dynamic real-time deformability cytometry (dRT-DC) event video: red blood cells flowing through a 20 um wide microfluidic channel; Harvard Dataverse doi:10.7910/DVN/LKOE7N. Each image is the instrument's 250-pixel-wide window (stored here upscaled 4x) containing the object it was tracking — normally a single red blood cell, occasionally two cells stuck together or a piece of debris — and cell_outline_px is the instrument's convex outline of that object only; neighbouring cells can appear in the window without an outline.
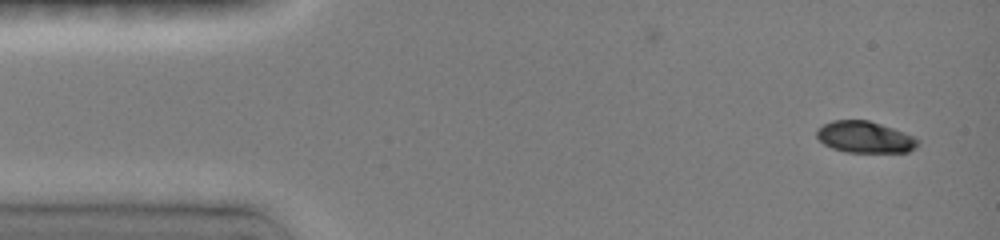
{"species": "common noctule bat (a hibernating species)", "species_latin": "Nyctalus noctula", "temperature_condition": "room temperature", "stored_images_in_passage": 5, "camera_frame_rate_fps": 3000, "um_per_image_px": 0.085, "animal": {"sex": "female", "body_mass_g": 19.0, "forearm_length_mm": 51.5}, "frame": {"image": 1, "passage_image": 1, "time_ms": 0.0, "image_size_px": [1000, 240], "cell_outline_px": [[920, 144], [916, 148], [908, 152], [844, 152], [832, 148], [824, 144], [816, 136], [816, 128], [832, 120], [868, 120], [916, 136], [920, 140]], "centroid_in_image_um": [73.54, 11.66], "position_along_channel_um": 11.5, "area_um2": 18.79}}